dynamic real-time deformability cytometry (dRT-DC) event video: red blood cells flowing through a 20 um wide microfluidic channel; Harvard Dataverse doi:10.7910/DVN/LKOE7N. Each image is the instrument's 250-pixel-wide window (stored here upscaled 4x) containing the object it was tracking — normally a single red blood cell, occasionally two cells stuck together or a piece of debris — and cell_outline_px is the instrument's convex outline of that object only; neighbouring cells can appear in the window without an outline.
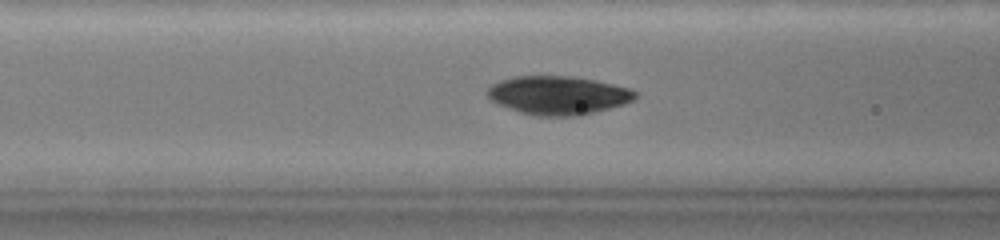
{"species": "common noctule bat (a hibernating species)", "species_latin": "Nyctalus noctula", "temperature_condition": "warm", "stored_images_in_passage": 61, "camera_frame_rate_fps": 3000, "um_per_image_px": 0.085, "animal": {"sex": "female", "body_mass_g": 19.0, "forearm_length_mm": 51.5}, "frame": {"image": 1, "passage_image": 29, "time_ms": 7.0, "image_size_px": [1000, 240], "cell_outline_px": [[636, 96], [632, 100], [620, 104], [580, 116], [532, 116], [520, 112], [500, 104], [492, 100], [488, 96], [488, 88], [492, 84], [516, 76], [568, 76], [592, 80], [612, 84], [628, 88], [636, 92]], "centroid_in_image_um": [47.41, 8.1], "position_along_channel_um": 119.2, "area_um2": 32.48}}
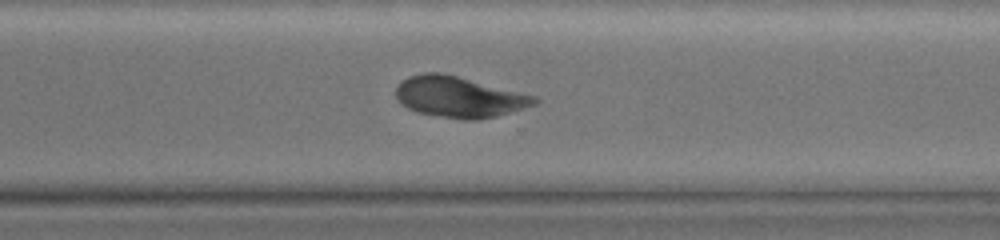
{"frame": {"image": 2, "passage_image": 47, "time_ms": 12.667, "image_size_px": [1000, 240], "cell_outline_px": [[540, 100], [536, 104], [524, 108], [496, 116], [480, 120], [464, 120], [436, 116], [416, 112], [408, 108], [396, 96], [396, 88], [408, 76], [424, 72], [440, 72], [536, 96]], "centroid_in_image_um": [39.03, 8.25], "position_along_channel_um": 331.6, "area_um2": 32.77}}
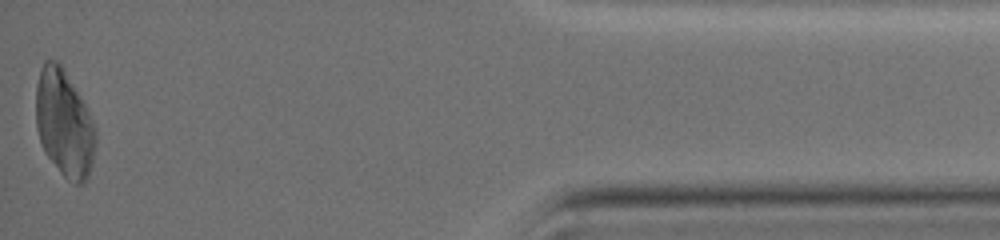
{"frame": {"image": 3, "passage_image": 61, "time_ms": 17.0, "image_size_px": [1000, 240], "cell_outline_px": [[96, 140], [92, 164], [88, 176], [84, 184], [76, 184], [68, 180], [60, 172], [44, 152], [36, 128], [36, 84], [44, 60], [56, 60], [64, 68], [84, 104], [92, 120], [96, 132]], "centroid_in_image_um": [5.45, 10.5], "position_along_channel_um": 429.8, "area_um2": 37.05}}